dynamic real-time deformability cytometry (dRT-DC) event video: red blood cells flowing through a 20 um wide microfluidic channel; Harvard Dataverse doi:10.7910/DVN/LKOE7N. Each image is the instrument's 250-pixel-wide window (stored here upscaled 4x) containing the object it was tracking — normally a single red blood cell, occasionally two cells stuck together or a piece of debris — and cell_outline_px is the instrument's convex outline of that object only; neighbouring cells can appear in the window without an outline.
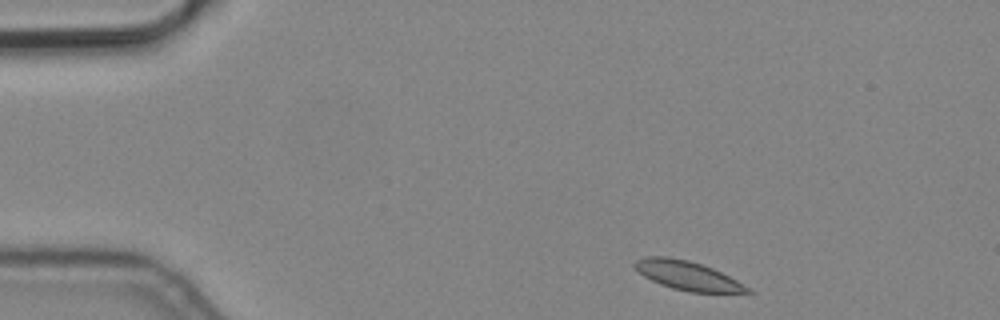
{"species": "common noctule bat (a hibernating species)", "species_latin": "Nyctalus noctula", "temperature_condition": "cold", "stored_images_in_passage": 3, "camera_frame_rate_fps": 3000, "um_per_image_px": 0.085, "animal": {"sex": "male", "body_mass_g": 19.2, "forearm_length_mm": 51.8}, "frame": {"image": 1, "passage_image": 1, "time_ms": 0.0, "image_size_px": [1000, 320], "cell_outline_px": [[752, 292], [688, 292], [672, 288], [660, 284], [644, 276], [632, 264], [636, 260], [644, 256], [668, 256], [688, 260], [712, 268], [736, 280], [748, 288]], "centroid_in_image_um": [58.37, 23.4], "position_along_channel_um": 26.6, "area_um2": 18.67}}